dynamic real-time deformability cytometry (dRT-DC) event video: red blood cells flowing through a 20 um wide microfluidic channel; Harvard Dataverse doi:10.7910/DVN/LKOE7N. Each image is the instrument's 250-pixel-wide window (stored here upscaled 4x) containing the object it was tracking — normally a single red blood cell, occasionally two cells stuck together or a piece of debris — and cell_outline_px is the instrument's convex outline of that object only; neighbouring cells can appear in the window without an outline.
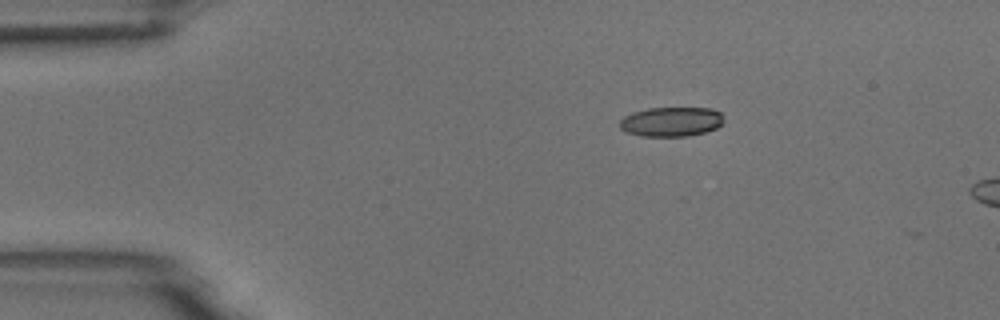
{"species": "common noctule bat (a hibernating species)", "species_latin": "Nyctalus noctula", "temperature_condition": "room temperature", "stored_images_in_passage": 3, "camera_frame_rate_fps": 3000, "um_per_image_px": 0.085, "animal": {"sex": "male", "body_mass_g": 18.8}, "frame": {"image": 1, "passage_image": 2, "time_ms": 0.333, "image_size_px": [1000, 320], "cell_outline_px": [[724, 120], [716, 128], [704, 132], [688, 136], [640, 136], [628, 132], [620, 128], [620, 120], [624, 116], [632, 112], [648, 108], [712, 108], [720, 112]], "centroid_in_image_um": [57.05, 10.34], "position_along_channel_um": 28.0, "area_um2": 17.86}}